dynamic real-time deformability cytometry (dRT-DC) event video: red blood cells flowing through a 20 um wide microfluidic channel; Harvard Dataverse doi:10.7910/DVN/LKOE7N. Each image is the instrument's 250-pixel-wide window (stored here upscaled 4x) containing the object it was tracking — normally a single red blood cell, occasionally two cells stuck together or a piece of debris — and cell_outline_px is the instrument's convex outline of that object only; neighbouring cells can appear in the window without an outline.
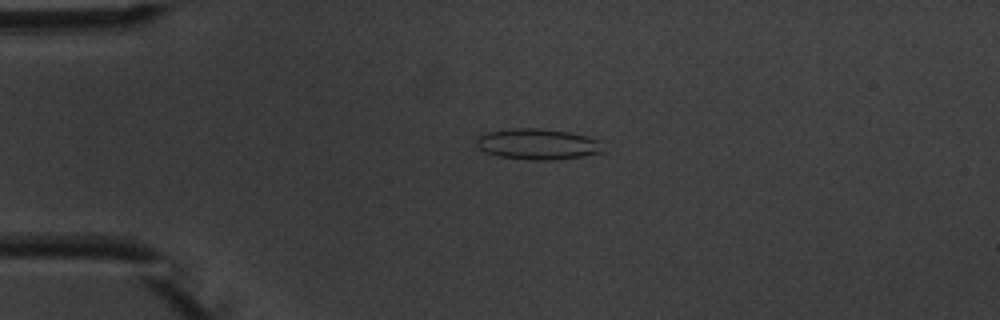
{"species": "common noctule bat (a hibernating species)", "species_latin": "Nyctalus noctula", "temperature_condition": "warm", "stored_images_in_passage": 5, "camera_frame_rate_fps": 3000, "um_per_image_px": 0.085, "animal": {"sex": "male", "body_mass_g": 20.1, "forearm_length_mm": 53.5}, "frame": {"image": 1, "passage_image": 4, "time_ms": 3.667, "image_size_px": [1000, 320], "cell_outline_px": [[608, 152], [556, 160], [528, 160], [500, 156], [484, 152], [476, 148], [476, 140], [480, 136], [488, 132], [516, 128], [540, 128], [568, 132], [600, 140]], "centroid_in_image_um": [45.75, 12.27], "position_along_channel_um": 39.2, "area_um2": 23.0}}